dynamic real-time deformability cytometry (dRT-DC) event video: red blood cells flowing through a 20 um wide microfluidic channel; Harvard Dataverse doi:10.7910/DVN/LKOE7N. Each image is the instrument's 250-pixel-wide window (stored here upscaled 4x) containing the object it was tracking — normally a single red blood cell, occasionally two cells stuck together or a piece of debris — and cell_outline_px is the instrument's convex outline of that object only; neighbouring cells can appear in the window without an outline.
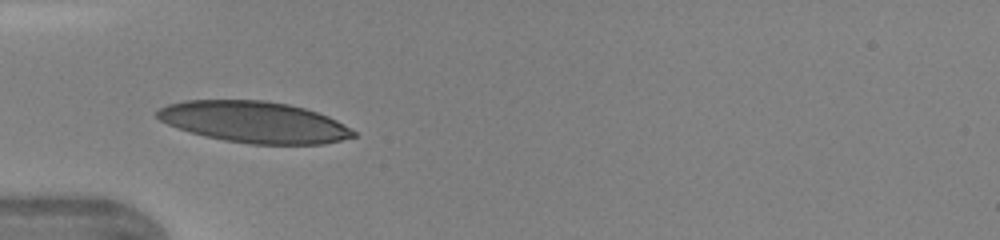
{"species": "human", "species_latin": "Homo sapiens", "temperature_condition": "warm", "stored_images_in_passage": 23, "camera_frame_rate_fps": 3000, "um_per_image_px": 0.085, "donor": {"sex": "female"}, "frame": {"image": 1, "passage_image": 4, "time_ms": 1.0, "image_size_px": [1000, 240], "cell_outline_px": [[356, 136], [324, 144], [252, 144], [224, 140], [192, 132], [168, 124], [160, 120], [156, 116], [156, 112], [160, 108], [168, 104], [184, 100], [264, 100], [288, 104], [304, 108], [328, 116], [344, 124], [356, 132]], "centroid_in_image_um": [21.62, 10.37], "position_along_channel_um": 63.4, "area_um2": 46.88}}
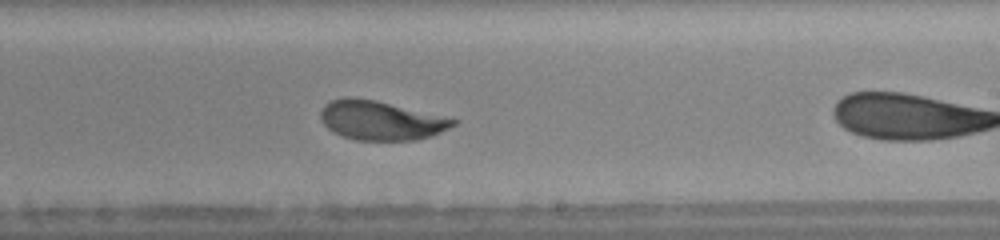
{"frame": {"image": 2, "passage_image": 14, "time_ms": 4.333, "image_size_px": [1000, 240], "cell_outline_px": [[460, 120], [456, 124], [432, 136], [416, 140], [356, 140], [332, 132], [320, 120], [320, 112], [324, 104], [332, 100], [344, 96], [352, 96], [376, 100]], "centroid_in_image_um": [32.34, 10.22], "position_along_channel_um": 256.7, "area_um2": 30.4}}